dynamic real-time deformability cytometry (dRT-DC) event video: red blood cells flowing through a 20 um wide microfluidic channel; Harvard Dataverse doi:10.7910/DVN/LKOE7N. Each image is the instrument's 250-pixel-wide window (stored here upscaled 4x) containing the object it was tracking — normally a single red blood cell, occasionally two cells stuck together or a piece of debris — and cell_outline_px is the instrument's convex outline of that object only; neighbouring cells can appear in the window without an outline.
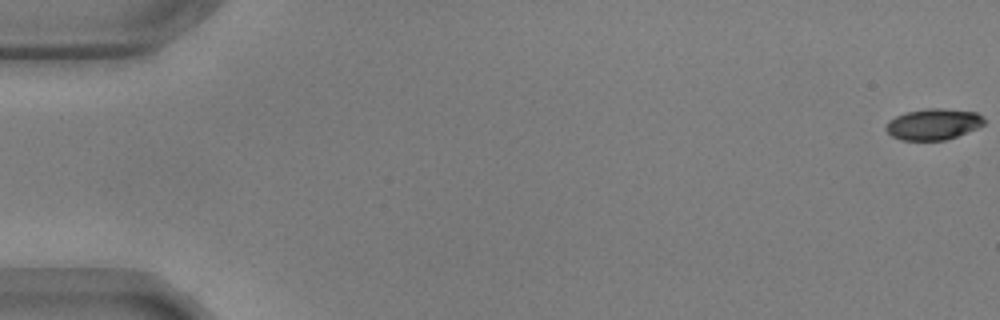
{"species": "common noctule bat (a hibernating species)", "species_latin": "Nyctalus noctula", "temperature_condition": "warm", "stored_images_in_passage": 57, "camera_frame_rate_fps": 3000, "um_per_image_px": 0.085, "animal": {"sex": "male", "body_mass_g": 17.9, "forearm_length_mm": 54.2}, "frame": {"image": 1, "passage_image": 1, "time_ms": 0.0, "image_size_px": [1000, 320], "cell_outline_px": [[984, 124], [976, 128], [956, 136], [944, 140], [900, 140], [892, 136], [884, 128], [888, 120], [896, 116], [908, 112], [928, 108], [940, 108], [976, 112], [984, 120]], "centroid_in_image_um": [79.29, 10.56], "position_along_channel_um": 5.7, "area_um2": 17.57}}
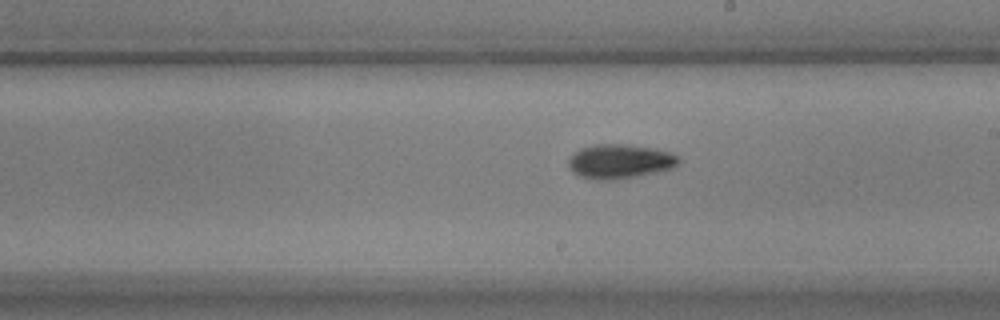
{"frame": {"image": 2, "passage_image": 33, "time_ms": 10.667, "image_size_px": [1000, 320], "cell_outline_px": [[680, 160], [672, 168], [656, 172], [636, 176], [612, 180], [600, 180], [580, 176], [572, 172], [568, 168], [568, 160], [580, 148], [596, 144], [624, 144], [656, 148], [680, 156]], "centroid_in_image_um": [52.68, 13.71], "position_along_channel_um": 236.3, "area_um2": 21.96}}
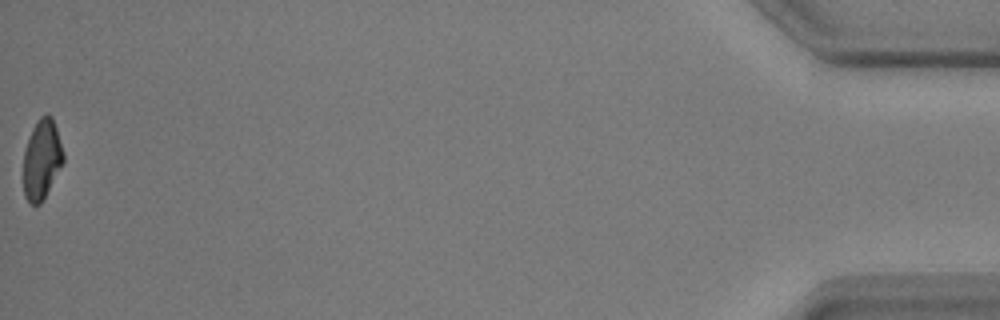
{"frame": {"image": 3, "passage_image": 57, "time_ms": 18.667, "image_size_px": [1000, 320], "cell_outline_px": [[64, 164], [40, 204], [32, 204], [24, 196], [24, 148], [32, 128], [36, 120], [40, 116], [48, 112], [52, 116], [64, 152]], "centroid_in_image_um": [3.57, 13.5], "position_along_channel_um": 431.6, "area_um2": 18.79}, "authors_computed_cell_mechanics": {"area_um2": 20.0566, "velocity_mm_per_s": 3.6257, "shape_relaxation_time_tau1_ms": 4.4918, "shape_relaxation_time_tau2_ms": 8.3569, "deformation_change_tau1": 0.1373, "deformation_change_tau2": 0.1415}}